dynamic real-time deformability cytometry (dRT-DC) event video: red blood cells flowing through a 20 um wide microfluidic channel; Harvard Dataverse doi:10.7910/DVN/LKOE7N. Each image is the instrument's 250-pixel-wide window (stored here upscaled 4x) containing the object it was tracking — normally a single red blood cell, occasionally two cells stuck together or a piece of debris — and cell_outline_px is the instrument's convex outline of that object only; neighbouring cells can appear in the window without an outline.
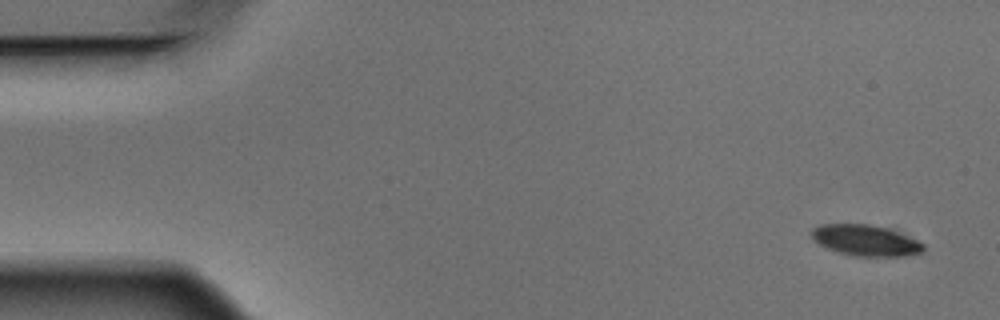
{"species": "Egyptian fruit bat (a non-hibernating species)", "species_latin": "Rousettus aegyptiacus", "temperature_condition": "warm", "stored_images_in_passage": 3, "camera_frame_rate_fps": 3000, "um_per_image_px": 0.085, "animal": {"sex": "male"}, "frame": {"image": 1, "passage_image": 1, "time_ms": 0.0, "image_size_px": [1000, 320], "cell_outline_px": [[924, 252], [904, 256], [852, 256], [828, 248], [812, 240], [812, 228], [820, 224], [868, 224], [884, 228], [896, 232], [916, 240], [924, 244]], "centroid_in_image_um": [73.55, 20.44], "position_along_channel_um": 11.5, "area_um2": 19.88}}